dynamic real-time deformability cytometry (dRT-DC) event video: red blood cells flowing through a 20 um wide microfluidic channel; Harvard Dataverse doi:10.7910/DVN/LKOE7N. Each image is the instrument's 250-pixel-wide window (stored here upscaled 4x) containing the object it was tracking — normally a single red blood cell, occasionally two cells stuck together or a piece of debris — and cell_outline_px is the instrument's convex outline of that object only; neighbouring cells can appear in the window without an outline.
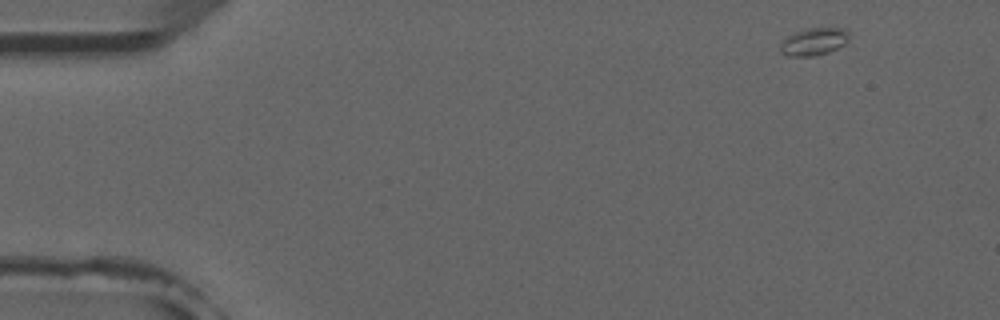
{"species": "common noctule bat (a hibernating species)", "species_latin": "Nyctalus noctula", "temperature_condition": "room temperature", "stored_images_in_passage": 4, "camera_frame_rate_fps": 3000, "um_per_image_px": 0.085, "animal": {"sex": "male", "forearm_length_mm": 52.5}, "frame": {"image": 1, "passage_image": 1, "time_ms": 0.0, "image_size_px": [1000, 320], "cell_outline_px": [[848, 40], [844, 44], [828, 52], [816, 56], [784, 56], [780, 52], [780, 48], [784, 40], [792, 32], [804, 28], [844, 28], [848, 32]], "centroid_in_image_um": [69.14, 3.53], "position_along_channel_um": 15.9, "area_um2": 11.04}}